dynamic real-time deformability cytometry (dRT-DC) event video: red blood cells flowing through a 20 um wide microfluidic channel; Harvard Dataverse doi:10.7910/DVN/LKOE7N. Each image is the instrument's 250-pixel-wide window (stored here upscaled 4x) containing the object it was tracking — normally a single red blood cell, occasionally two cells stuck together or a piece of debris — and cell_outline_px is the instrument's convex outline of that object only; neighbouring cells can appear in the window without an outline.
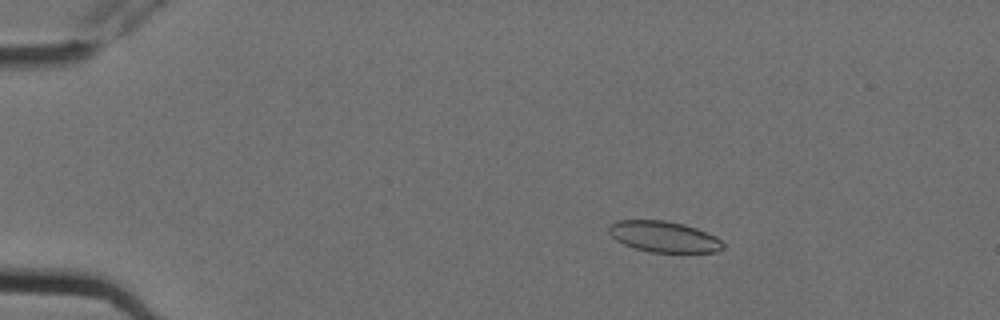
{"species": "Egyptian fruit bat (a non-hibernating species)", "species_latin": "Rousettus aegyptiacus", "temperature_condition": "cold", "stored_images_in_passage": 9, "camera_frame_rate_fps": 3000, "um_per_image_px": 0.085, "animal": {"sex": "female"}, "frame": {"image": 1, "passage_image": 1, "time_ms": 0.0, "image_size_px": [1000, 320], "cell_outline_px": [[724, 248], [720, 252], [648, 252], [624, 244], [616, 240], [608, 232], [608, 224], [616, 220], [664, 220], [684, 224], [696, 228], [716, 236], [724, 244]], "centroid_in_image_um": [56.42, 20.11], "position_along_channel_um": 28.6, "area_um2": 20.75}}
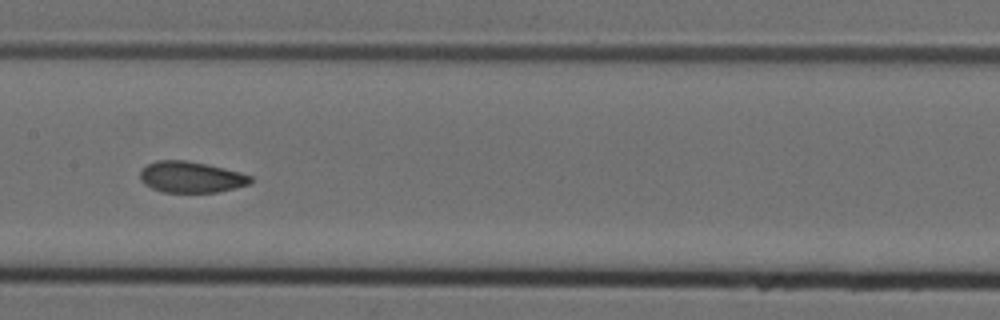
{"frame": {"image": 2, "passage_image": 6, "time_ms": 1.667, "image_size_px": [1000, 320], "cell_outline_px": [[252, 180], [248, 184], [216, 192], [160, 192], [144, 184], [140, 180], [140, 172], [148, 164], [156, 160], [184, 160], [208, 164], [240, 172], [252, 176]], "centroid_in_image_um": [16.21, 15.04], "position_along_channel_um": 191.2, "area_um2": 19.94}}
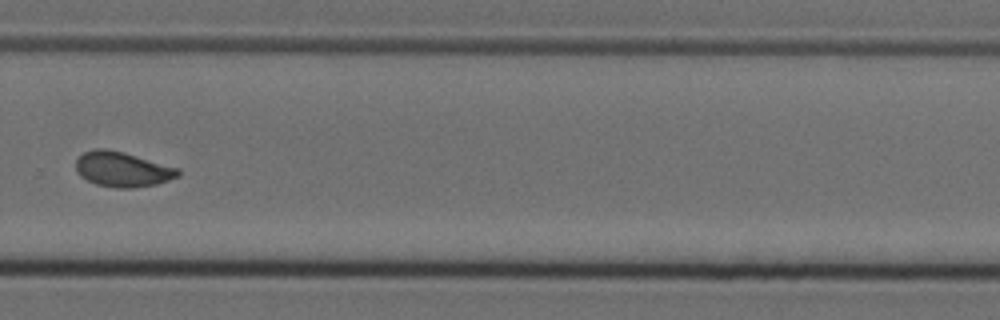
{"frame": {"image": 3, "passage_image": 9, "time_ms": 2.667, "image_size_px": [1000, 320], "cell_outline_px": [[180, 176], [156, 184], [132, 188], [116, 188], [96, 184], [80, 176], [76, 172], [76, 160], [84, 152], [96, 148], [104, 148], [124, 152], [180, 168]], "centroid_in_image_um": [10.42, 14.39], "position_along_channel_um": 319.4, "area_um2": 20.92}}